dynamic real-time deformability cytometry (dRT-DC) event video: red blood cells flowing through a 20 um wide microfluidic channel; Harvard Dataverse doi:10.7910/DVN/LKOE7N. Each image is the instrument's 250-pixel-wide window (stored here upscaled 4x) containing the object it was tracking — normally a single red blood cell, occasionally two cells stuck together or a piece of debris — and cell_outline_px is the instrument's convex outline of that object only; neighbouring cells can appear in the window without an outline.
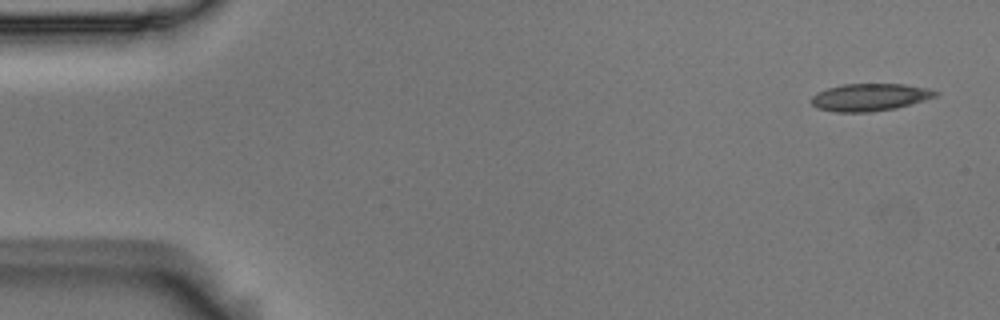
{"species": "Egyptian fruit bat (a non-hibernating species)", "species_latin": "Rousettus aegyptiacus", "temperature_condition": "room temperature", "stored_images_in_passage": 6, "camera_frame_rate_fps": 3000, "um_per_image_px": 0.085, "animal": {"sex": "male"}, "frame": {"image": 1, "passage_image": 1, "time_ms": 0.0, "image_size_px": [1000, 320], "cell_outline_px": [[940, 92], [936, 96], [924, 100], [896, 108], [872, 112], [836, 112], [816, 108], [808, 100], [816, 92], [828, 88], [844, 84], [904, 84], [928, 88]], "centroid_in_image_um": [73.9, 8.27], "position_along_channel_um": 11.1, "area_um2": 19.94}}
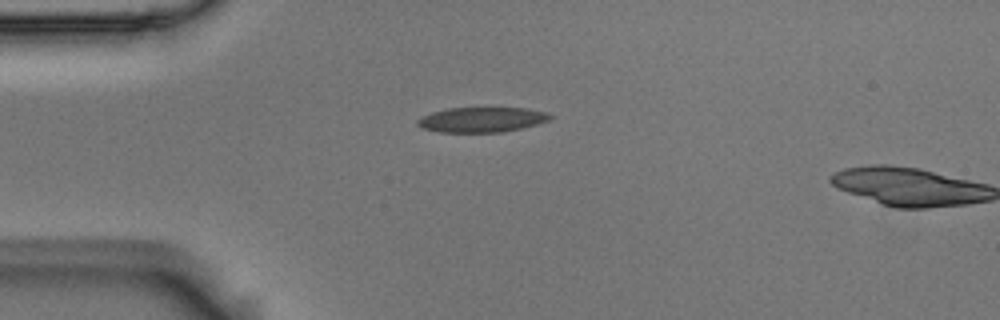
{"frame": {"image": 2, "passage_image": 4, "time_ms": 1.0, "image_size_px": [1000, 320], "cell_outline_px": [[552, 116], [548, 120], [536, 124], [504, 132], [440, 132], [424, 128], [416, 124], [416, 120], [432, 112], [448, 108], [528, 108], [548, 112]], "centroid_in_image_um": [40.96, 10.16], "position_along_channel_um": 44.0, "area_um2": 19.19}}
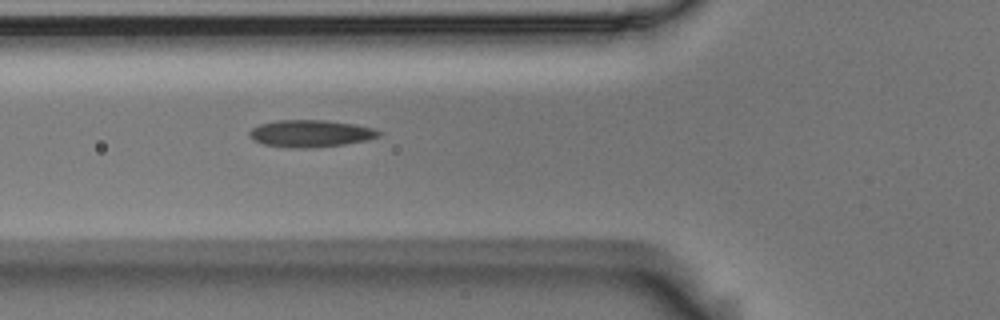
{"frame": {"image": 3, "passage_image": 6, "time_ms": 1.667, "image_size_px": [1000, 320], "cell_outline_px": [[380, 136], [364, 140], [344, 144], [312, 148], [292, 148], [264, 144], [252, 140], [248, 136], [248, 132], [252, 128], [260, 124], [276, 120], [324, 120], [356, 124], [372, 128], [380, 132]], "centroid_in_image_um": [26.34, 11.34], "position_along_channel_um": 99.5, "area_um2": 20.4}}